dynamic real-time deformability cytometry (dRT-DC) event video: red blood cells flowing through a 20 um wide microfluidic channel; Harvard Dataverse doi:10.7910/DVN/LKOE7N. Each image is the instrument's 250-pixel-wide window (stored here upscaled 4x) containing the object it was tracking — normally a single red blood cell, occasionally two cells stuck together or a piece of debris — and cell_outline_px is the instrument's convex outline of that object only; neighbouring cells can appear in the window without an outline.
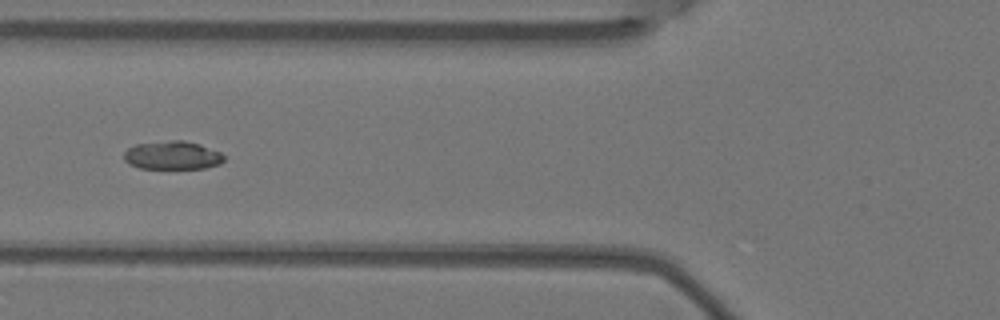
{"species": "Egyptian fruit bat (a non-hibernating species)", "species_latin": "Rousettus aegyptiacus", "temperature_condition": "warm", "stored_images_in_passage": 6, "camera_frame_rate_fps": 3000, "um_per_image_px": 0.085, "animal": {"sex": "female"}, "frame": {"image": 1, "passage_image": 4, "time_ms": 1.0, "image_size_px": [1000, 320], "cell_outline_px": [[224, 160], [220, 164], [204, 168], [140, 168], [128, 164], [124, 160], [124, 152], [128, 148], [136, 144], [172, 140], [184, 140], [200, 144], [220, 152], [224, 156]], "centroid_in_image_um": [14.65, 13.2], "position_along_channel_um": 111.2, "area_um2": 16.53}}
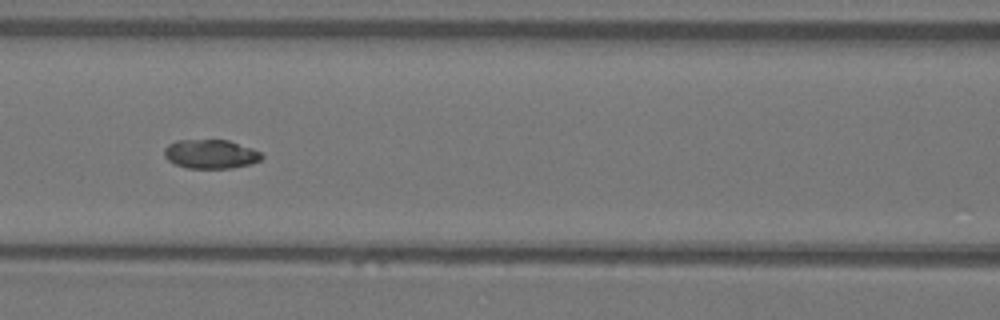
{"frame": {"image": 2, "passage_image": 5, "time_ms": 1.333, "image_size_px": [1000, 320], "cell_outline_px": [[264, 156], [260, 160], [248, 164], [232, 168], [188, 168], [176, 164], [168, 160], [164, 156], [164, 148], [168, 144], [176, 140], [228, 140], [252, 148], [260, 152]], "centroid_in_image_um": [17.89, 13.09], "position_along_channel_um": 148.7, "area_um2": 16.42}}
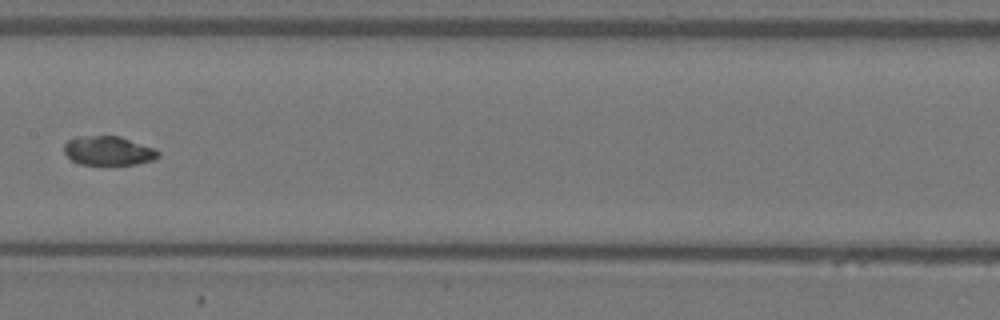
{"frame": {"image": 3, "passage_image": 6, "time_ms": 1.667, "image_size_px": [1000, 320], "cell_outline_px": [[160, 156], [152, 160], [136, 164], [112, 168], [80, 164], [72, 160], [64, 152], [64, 144], [68, 140], [76, 136], [120, 136], [156, 148], [160, 152]], "centroid_in_image_um": [9.23, 12.86], "position_along_channel_um": 198.2, "area_um2": 16.82}}